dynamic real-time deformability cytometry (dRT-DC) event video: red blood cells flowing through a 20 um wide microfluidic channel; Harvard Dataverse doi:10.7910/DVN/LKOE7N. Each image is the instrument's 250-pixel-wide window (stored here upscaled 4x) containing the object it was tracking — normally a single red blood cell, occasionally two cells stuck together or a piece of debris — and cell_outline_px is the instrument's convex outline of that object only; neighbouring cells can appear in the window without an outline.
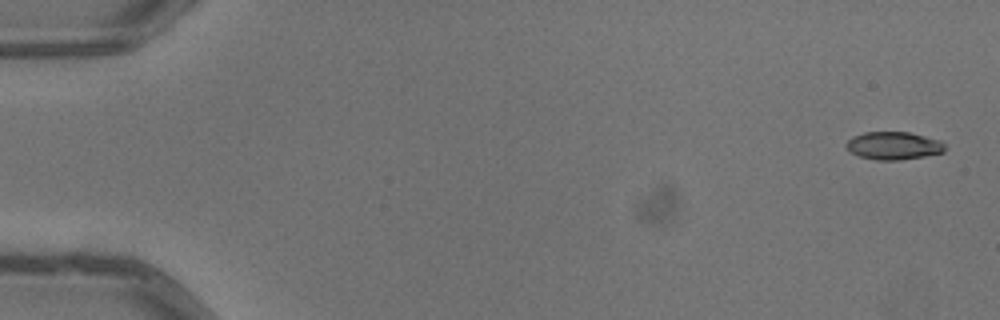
{"species": "common noctule bat (a hibernating species)", "species_latin": "Nyctalus noctula", "temperature_condition": "warm", "stored_images_in_passage": 5, "camera_frame_rate_fps": 3000, "um_per_image_px": 0.085, "animal": {"sex": "male", "body_mass_g": 13.3}, "frame": {"image": 1, "passage_image": 1, "time_ms": 0.0, "image_size_px": [1000, 320], "cell_outline_px": [[944, 152], [924, 156], [900, 160], [876, 160], [860, 156], [852, 152], [844, 144], [852, 136], [864, 132], [908, 132], [940, 140], [944, 144]], "centroid_in_image_um": [75.94, 12.38], "position_along_channel_um": 9.1, "area_um2": 15.9}}